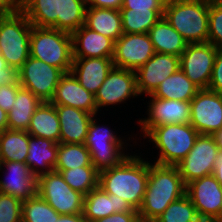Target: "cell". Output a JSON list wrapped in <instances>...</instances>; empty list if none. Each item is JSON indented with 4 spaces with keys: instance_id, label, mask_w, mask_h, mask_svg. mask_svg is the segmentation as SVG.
I'll use <instances>...</instances> for the list:
<instances>
[{
    "instance_id": "13",
    "label": "cell",
    "mask_w": 222,
    "mask_h": 222,
    "mask_svg": "<svg viewBox=\"0 0 222 222\" xmlns=\"http://www.w3.org/2000/svg\"><path fill=\"white\" fill-rule=\"evenodd\" d=\"M217 47L206 43H188L180 56V69L199 88L207 89L212 76Z\"/></svg>"
},
{
    "instance_id": "4",
    "label": "cell",
    "mask_w": 222,
    "mask_h": 222,
    "mask_svg": "<svg viewBox=\"0 0 222 222\" xmlns=\"http://www.w3.org/2000/svg\"><path fill=\"white\" fill-rule=\"evenodd\" d=\"M163 17L188 43H206L209 0H166Z\"/></svg>"
},
{
    "instance_id": "33",
    "label": "cell",
    "mask_w": 222,
    "mask_h": 222,
    "mask_svg": "<svg viewBox=\"0 0 222 222\" xmlns=\"http://www.w3.org/2000/svg\"><path fill=\"white\" fill-rule=\"evenodd\" d=\"M82 166H93L85 144L58 143L55 170H68Z\"/></svg>"
},
{
    "instance_id": "21",
    "label": "cell",
    "mask_w": 222,
    "mask_h": 222,
    "mask_svg": "<svg viewBox=\"0 0 222 222\" xmlns=\"http://www.w3.org/2000/svg\"><path fill=\"white\" fill-rule=\"evenodd\" d=\"M73 58L113 57L115 42L85 25L71 33Z\"/></svg>"
},
{
    "instance_id": "11",
    "label": "cell",
    "mask_w": 222,
    "mask_h": 222,
    "mask_svg": "<svg viewBox=\"0 0 222 222\" xmlns=\"http://www.w3.org/2000/svg\"><path fill=\"white\" fill-rule=\"evenodd\" d=\"M63 74L59 68L32 56L18 70L21 87L31 91L42 102H51Z\"/></svg>"
},
{
    "instance_id": "8",
    "label": "cell",
    "mask_w": 222,
    "mask_h": 222,
    "mask_svg": "<svg viewBox=\"0 0 222 222\" xmlns=\"http://www.w3.org/2000/svg\"><path fill=\"white\" fill-rule=\"evenodd\" d=\"M94 117L91 119L84 144L89 150L92 165L101 172L119 165L130 154L125 155L123 152L127 149L125 145L127 140L117 137L115 131L105 125L97 124V119Z\"/></svg>"
},
{
    "instance_id": "28",
    "label": "cell",
    "mask_w": 222,
    "mask_h": 222,
    "mask_svg": "<svg viewBox=\"0 0 222 222\" xmlns=\"http://www.w3.org/2000/svg\"><path fill=\"white\" fill-rule=\"evenodd\" d=\"M27 132L31 136L60 143V123L55 105L51 102H42L33 113Z\"/></svg>"
},
{
    "instance_id": "16",
    "label": "cell",
    "mask_w": 222,
    "mask_h": 222,
    "mask_svg": "<svg viewBox=\"0 0 222 222\" xmlns=\"http://www.w3.org/2000/svg\"><path fill=\"white\" fill-rule=\"evenodd\" d=\"M186 195L195 206L198 215L211 217L217 221L222 218V186L213 174L188 183Z\"/></svg>"
},
{
    "instance_id": "29",
    "label": "cell",
    "mask_w": 222,
    "mask_h": 222,
    "mask_svg": "<svg viewBox=\"0 0 222 222\" xmlns=\"http://www.w3.org/2000/svg\"><path fill=\"white\" fill-rule=\"evenodd\" d=\"M199 88L179 68L167 77L151 94L160 99L191 101Z\"/></svg>"
},
{
    "instance_id": "22",
    "label": "cell",
    "mask_w": 222,
    "mask_h": 222,
    "mask_svg": "<svg viewBox=\"0 0 222 222\" xmlns=\"http://www.w3.org/2000/svg\"><path fill=\"white\" fill-rule=\"evenodd\" d=\"M60 123V143L84 144L94 115L71 106L55 105Z\"/></svg>"
},
{
    "instance_id": "7",
    "label": "cell",
    "mask_w": 222,
    "mask_h": 222,
    "mask_svg": "<svg viewBox=\"0 0 222 222\" xmlns=\"http://www.w3.org/2000/svg\"><path fill=\"white\" fill-rule=\"evenodd\" d=\"M30 56L63 73L71 72L73 48L71 33L49 27L32 26Z\"/></svg>"
},
{
    "instance_id": "35",
    "label": "cell",
    "mask_w": 222,
    "mask_h": 222,
    "mask_svg": "<svg viewBox=\"0 0 222 222\" xmlns=\"http://www.w3.org/2000/svg\"><path fill=\"white\" fill-rule=\"evenodd\" d=\"M22 222H55L60 217L39 195L22 202Z\"/></svg>"
},
{
    "instance_id": "46",
    "label": "cell",
    "mask_w": 222,
    "mask_h": 222,
    "mask_svg": "<svg viewBox=\"0 0 222 222\" xmlns=\"http://www.w3.org/2000/svg\"><path fill=\"white\" fill-rule=\"evenodd\" d=\"M55 222H88L84 214H63Z\"/></svg>"
},
{
    "instance_id": "19",
    "label": "cell",
    "mask_w": 222,
    "mask_h": 222,
    "mask_svg": "<svg viewBox=\"0 0 222 222\" xmlns=\"http://www.w3.org/2000/svg\"><path fill=\"white\" fill-rule=\"evenodd\" d=\"M7 168V176L0 179V192L26 201L38 195V177L33 175L26 163L0 161V171Z\"/></svg>"
},
{
    "instance_id": "10",
    "label": "cell",
    "mask_w": 222,
    "mask_h": 222,
    "mask_svg": "<svg viewBox=\"0 0 222 222\" xmlns=\"http://www.w3.org/2000/svg\"><path fill=\"white\" fill-rule=\"evenodd\" d=\"M221 155L213 135L199 134L193 148L176 165L185 185L193 180L213 174Z\"/></svg>"
},
{
    "instance_id": "25",
    "label": "cell",
    "mask_w": 222,
    "mask_h": 222,
    "mask_svg": "<svg viewBox=\"0 0 222 222\" xmlns=\"http://www.w3.org/2000/svg\"><path fill=\"white\" fill-rule=\"evenodd\" d=\"M57 152V143L49 139L31 136L29 134V148L26 164L30 167L32 174L39 177L55 170Z\"/></svg>"
},
{
    "instance_id": "39",
    "label": "cell",
    "mask_w": 222,
    "mask_h": 222,
    "mask_svg": "<svg viewBox=\"0 0 222 222\" xmlns=\"http://www.w3.org/2000/svg\"><path fill=\"white\" fill-rule=\"evenodd\" d=\"M166 0H123L120 9L164 10Z\"/></svg>"
},
{
    "instance_id": "17",
    "label": "cell",
    "mask_w": 222,
    "mask_h": 222,
    "mask_svg": "<svg viewBox=\"0 0 222 222\" xmlns=\"http://www.w3.org/2000/svg\"><path fill=\"white\" fill-rule=\"evenodd\" d=\"M149 96L147 118L140 119V131L144 134L151 128L163 124H185L190 122V101L160 99Z\"/></svg>"
},
{
    "instance_id": "45",
    "label": "cell",
    "mask_w": 222,
    "mask_h": 222,
    "mask_svg": "<svg viewBox=\"0 0 222 222\" xmlns=\"http://www.w3.org/2000/svg\"><path fill=\"white\" fill-rule=\"evenodd\" d=\"M21 0H0V13L20 10Z\"/></svg>"
},
{
    "instance_id": "26",
    "label": "cell",
    "mask_w": 222,
    "mask_h": 222,
    "mask_svg": "<svg viewBox=\"0 0 222 222\" xmlns=\"http://www.w3.org/2000/svg\"><path fill=\"white\" fill-rule=\"evenodd\" d=\"M85 26L114 42L124 33L120 10L115 9L87 7Z\"/></svg>"
},
{
    "instance_id": "20",
    "label": "cell",
    "mask_w": 222,
    "mask_h": 222,
    "mask_svg": "<svg viewBox=\"0 0 222 222\" xmlns=\"http://www.w3.org/2000/svg\"><path fill=\"white\" fill-rule=\"evenodd\" d=\"M51 103L78 108L94 116L97 114L95 95L87 91L72 72L61 76Z\"/></svg>"
},
{
    "instance_id": "6",
    "label": "cell",
    "mask_w": 222,
    "mask_h": 222,
    "mask_svg": "<svg viewBox=\"0 0 222 222\" xmlns=\"http://www.w3.org/2000/svg\"><path fill=\"white\" fill-rule=\"evenodd\" d=\"M32 24L21 11L0 13V55L19 70L30 56Z\"/></svg>"
},
{
    "instance_id": "14",
    "label": "cell",
    "mask_w": 222,
    "mask_h": 222,
    "mask_svg": "<svg viewBox=\"0 0 222 222\" xmlns=\"http://www.w3.org/2000/svg\"><path fill=\"white\" fill-rule=\"evenodd\" d=\"M155 54L148 33L123 35L115 41L113 65L118 68L136 71Z\"/></svg>"
},
{
    "instance_id": "27",
    "label": "cell",
    "mask_w": 222,
    "mask_h": 222,
    "mask_svg": "<svg viewBox=\"0 0 222 222\" xmlns=\"http://www.w3.org/2000/svg\"><path fill=\"white\" fill-rule=\"evenodd\" d=\"M154 51L174 56H181L188 42L180 35L164 17L148 31Z\"/></svg>"
},
{
    "instance_id": "47",
    "label": "cell",
    "mask_w": 222,
    "mask_h": 222,
    "mask_svg": "<svg viewBox=\"0 0 222 222\" xmlns=\"http://www.w3.org/2000/svg\"><path fill=\"white\" fill-rule=\"evenodd\" d=\"M213 175L222 186V153L219 156V159L214 167Z\"/></svg>"
},
{
    "instance_id": "2",
    "label": "cell",
    "mask_w": 222,
    "mask_h": 222,
    "mask_svg": "<svg viewBox=\"0 0 222 222\" xmlns=\"http://www.w3.org/2000/svg\"><path fill=\"white\" fill-rule=\"evenodd\" d=\"M186 194V185L176 166L150 163L149 177L138 210L141 222H154L170 203Z\"/></svg>"
},
{
    "instance_id": "38",
    "label": "cell",
    "mask_w": 222,
    "mask_h": 222,
    "mask_svg": "<svg viewBox=\"0 0 222 222\" xmlns=\"http://www.w3.org/2000/svg\"><path fill=\"white\" fill-rule=\"evenodd\" d=\"M22 201L0 192V222H22Z\"/></svg>"
},
{
    "instance_id": "50",
    "label": "cell",
    "mask_w": 222,
    "mask_h": 222,
    "mask_svg": "<svg viewBox=\"0 0 222 222\" xmlns=\"http://www.w3.org/2000/svg\"><path fill=\"white\" fill-rule=\"evenodd\" d=\"M189 222H217V220L211 217L197 215L194 219L190 220Z\"/></svg>"
},
{
    "instance_id": "34",
    "label": "cell",
    "mask_w": 222,
    "mask_h": 222,
    "mask_svg": "<svg viewBox=\"0 0 222 222\" xmlns=\"http://www.w3.org/2000/svg\"><path fill=\"white\" fill-rule=\"evenodd\" d=\"M54 171L59 172L73 190L80 192L84 196L98 186L99 172L94 166Z\"/></svg>"
},
{
    "instance_id": "44",
    "label": "cell",
    "mask_w": 222,
    "mask_h": 222,
    "mask_svg": "<svg viewBox=\"0 0 222 222\" xmlns=\"http://www.w3.org/2000/svg\"><path fill=\"white\" fill-rule=\"evenodd\" d=\"M87 7L120 10L123 0H86Z\"/></svg>"
},
{
    "instance_id": "49",
    "label": "cell",
    "mask_w": 222,
    "mask_h": 222,
    "mask_svg": "<svg viewBox=\"0 0 222 222\" xmlns=\"http://www.w3.org/2000/svg\"><path fill=\"white\" fill-rule=\"evenodd\" d=\"M214 139L216 141V144L218 145L221 153H222V128L218 131H216L214 134Z\"/></svg>"
},
{
    "instance_id": "41",
    "label": "cell",
    "mask_w": 222,
    "mask_h": 222,
    "mask_svg": "<svg viewBox=\"0 0 222 222\" xmlns=\"http://www.w3.org/2000/svg\"><path fill=\"white\" fill-rule=\"evenodd\" d=\"M21 88L19 82L14 85L0 86V107L7 113L12 109L17 91Z\"/></svg>"
},
{
    "instance_id": "3",
    "label": "cell",
    "mask_w": 222,
    "mask_h": 222,
    "mask_svg": "<svg viewBox=\"0 0 222 222\" xmlns=\"http://www.w3.org/2000/svg\"><path fill=\"white\" fill-rule=\"evenodd\" d=\"M86 0H21L20 10L32 26L72 33L85 25Z\"/></svg>"
},
{
    "instance_id": "18",
    "label": "cell",
    "mask_w": 222,
    "mask_h": 222,
    "mask_svg": "<svg viewBox=\"0 0 222 222\" xmlns=\"http://www.w3.org/2000/svg\"><path fill=\"white\" fill-rule=\"evenodd\" d=\"M180 57L157 53L136 72L137 91L139 95L152 94L163 80L180 68Z\"/></svg>"
},
{
    "instance_id": "12",
    "label": "cell",
    "mask_w": 222,
    "mask_h": 222,
    "mask_svg": "<svg viewBox=\"0 0 222 222\" xmlns=\"http://www.w3.org/2000/svg\"><path fill=\"white\" fill-rule=\"evenodd\" d=\"M199 134L213 135L222 128V94L199 89L190 101V122Z\"/></svg>"
},
{
    "instance_id": "32",
    "label": "cell",
    "mask_w": 222,
    "mask_h": 222,
    "mask_svg": "<svg viewBox=\"0 0 222 222\" xmlns=\"http://www.w3.org/2000/svg\"><path fill=\"white\" fill-rule=\"evenodd\" d=\"M124 33H148L163 17L164 10L120 9Z\"/></svg>"
},
{
    "instance_id": "1",
    "label": "cell",
    "mask_w": 222,
    "mask_h": 222,
    "mask_svg": "<svg viewBox=\"0 0 222 222\" xmlns=\"http://www.w3.org/2000/svg\"><path fill=\"white\" fill-rule=\"evenodd\" d=\"M149 162L136 154L119 165L99 172L98 186L109 195H117L139 210L147 188Z\"/></svg>"
},
{
    "instance_id": "40",
    "label": "cell",
    "mask_w": 222,
    "mask_h": 222,
    "mask_svg": "<svg viewBox=\"0 0 222 222\" xmlns=\"http://www.w3.org/2000/svg\"><path fill=\"white\" fill-rule=\"evenodd\" d=\"M208 89L222 94V47L217 48Z\"/></svg>"
},
{
    "instance_id": "15",
    "label": "cell",
    "mask_w": 222,
    "mask_h": 222,
    "mask_svg": "<svg viewBox=\"0 0 222 222\" xmlns=\"http://www.w3.org/2000/svg\"><path fill=\"white\" fill-rule=\"evenodd\" d=\"M137 96L136 72L113 66L95 94L97 113L101 107L118 105Z\"/></svg>"
},
{
    "instance_id": "9",
    "label": "cell",
    "mask_w": 222,
    "mask_h": 222,
    "mask_svg": "<svg viewBox=\"0 0 222 222\" xmlns=\"http://www.w3.org/2000/svg\"><path fill=\"white\" fill-rule=\"evenodd\" d=\"M38 195L60 215L83 213L84 195L73 190L57 171L38 177Z\"/></svg>"
},
{
    "instance_id": "36",
    "label": "cell",
    "mask_w": 222,
    "mask_h": 222,
    "mask_svg": "<svg viewBox=\"0 0 222 222\" xmlns=\"http://www.w3.org/2000/svg\"><path fill=\"white\" fill-rule=\"evenodd\" d=\"M197 215L195 206L185 194L177 201L170 203L154 222H189Z\"/></svg>"
},
{
    "instance_id": "24",
    "label": "cell",
    "mask_w": 222,
    "mask_h": 222,
    "mask_svg": "<svg viewBox=\"0 0 222 222\" xmlns=\"http://www.w3.org/2000/svg\"><path fill=\"white\" fill-rule=\"evenodd\" d=\"M137 211L121 197L109 195L97 186L84 196L83 214L88 222L106 218L113 213Z\"/></svg>"
},
{
    "instance_id": "37",
    "label": "cell",
    "mask_w": 222,
    "mask_h": 222,
    "mask_svg": "<svg viewBox=\"0 0 222 222\" xmlns=\"http://www.w3.org/2000/svg\"><path fill=\"white\" fill-rule=\"evenodd\" d=\"M208 41L215 47H222V0H209Z\"/></svg>"
},
{
    "instance_id": "31",
    "label": "cell",
    "mask_w": 222,
    "mask_h": 222,
    "mask_svg": "<svg viewBox=\"0 0 222 222\" xmlns=\"http://www.w3.org/2000/svg\"><path fill=\"white\" fill-rule=\"evenodd\" d=\"M28 148L27 131L6 129L0 133V161L26 163Z\"/></svg>"
},
{
    "instance_id": "43",
    "label": "cell",
    "mask_w": 222,
    "mask_h": 222,
    "mask_svg": "<svg viewBox=\"0 0 222 222\" xmlns=\"http://www.w3.org/2000/svg\"><path fill=\"white\" fill-rule=\"evenodd\" d=\"M92 222H141L138 211L113 213L106 218H99Z\"/></svg>"
},
{
    "instance_id": "48",
    "label": "cell",
    "mask_w": 222,
    "mask_h": 222,
    "mask_svg": "<svg viewBox=\"0 0 222 222\" xmlns=\"http://www.w3.org/2000/svg\"><path fill=\"white\" fill-rule=\"evenodd\" d=\"M8 129V114L0 107V133Z\"/></svg>"
},
{
    "instance_id": "42",
    "label": "cell",
    "mask_w": 222,
    "mask_h": 222,
    "mask_svg": "<svg viewBox=\"0 0 222 222\" xmlns=\"http://www.w3.org/2000/svg\"><path fill=\"white\" fill-rule=\"evenodd\" d=\"M19 82L18 70L10 67L0 55V86L14 85Z\"/></svg>"
},
{
    "instance_id": "5",
    "label": "cell",
    "mask_w": 222,
    "mask_h": 222,
    "mask_svg": "<svg viewBox=\"0 0 222 222\" xmlns=\"http://www.w3.org/2000/svg\"><path fill=\"white\" fill-rule=\"evenodd\" d=\"M198 136L190 123L163 124L151 127L143 134L160 151L154 163L171 166H176L187 156Z\"/></svg>"
},
{
    "instance_id": "23",
    "label": "cell",
    "mask_w": 222,
    "mask_h": 222,
    "mask_svg": "<svg viewBox=\"0 0 222 222\" xmlns=\"http://www.w3.org/2000/svg\"><path fill=\"white\" fill-rule=\"evenodd\" d=\"M113 66L112 57L73 58L71 72L87 91L95 95Z\"/></svg>"
},
{
    "instance_id": "30",
    "label": "cell",
    "mask_w": 222,
    "mask_h": 222,
    "mask_svg": "<svg viewBox=\"0 0 222 222\" xmlns=\"http://www.w3.org/2000/svg\"><path fill=\"white\" fill-rule=\"evenodd\" d=\"M42 101L38 99L31 91L20 88L12 109L8 114V129L25 130L29 128L33 113L40 106Z\"/></svg>"
}]
</instances>
